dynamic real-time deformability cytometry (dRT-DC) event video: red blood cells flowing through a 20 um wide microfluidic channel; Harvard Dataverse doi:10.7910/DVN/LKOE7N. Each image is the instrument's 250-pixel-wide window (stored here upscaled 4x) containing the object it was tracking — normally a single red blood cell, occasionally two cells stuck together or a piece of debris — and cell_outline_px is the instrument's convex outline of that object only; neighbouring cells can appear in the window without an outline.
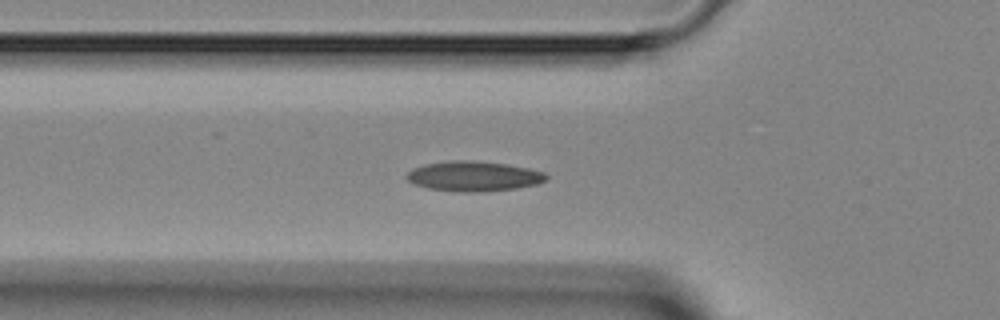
{"species": "Egyptian fruit bat (a non-hibernating species)", "species_latin": "Rousettus aegyptiacus", "temperature_condition": "room temperature", "stored_images_in_passage": 41, "camera_frame_rate_fps": 3000, "um_per_image_px": 0.085, "animal": {"sex": "female"}, "frame": {"image": 1, "passage_image": 13, "time_ms": 4.0, "image_size_px": [1000, 320], "cell_outline_px": [[548, 176], [544, 180], [536, 184], [516, 188], [484, 192], [460, 192], [428, 188], [416, 184], [408, 180], [404, 176], [412, 168], [424, 164], [452, 160], [472, 160], [508, 164], [528, 168], [544, 172]], "centroid_in_image_um": [40.24, 14.97], "position_along_channel_um": 85.6, "area_um2": 24.45}}
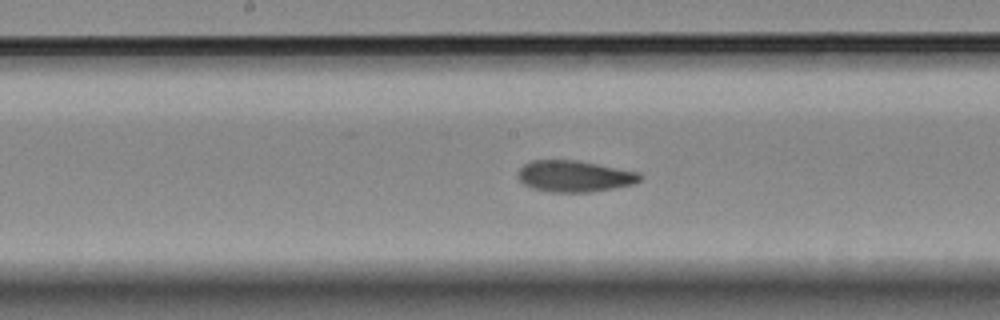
{"frame": {"image": 2, "passage_image": 21, "time_ms": 6.667, "image_size_px": [1000, 320], "cell_outline_px": [[644, 176], [636, 184], [592, 192], [548, 192], [532, 188], [524, 184], [516, 176], [516, 172], [524, 164], [532, 160], [576, 160], [640, 172]], "centroid_in_image_um": [48.84, 14.98], "position_along_channel_um": 199.4, "area_um2": 22.6}}
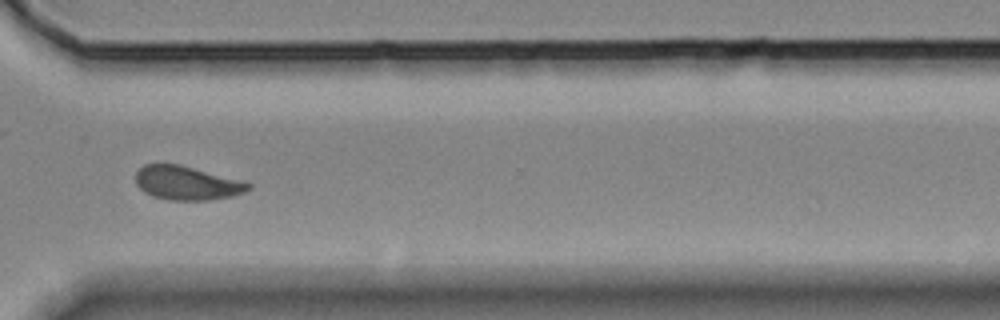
{"frame": {"image": 3, "passage_image": 32, "time_ms": 10.333, "image_size_px": [1000, 320], "cell_outline_px": [[252, 188], [244, 192], [232, 196], [208, 200], [168, 200], [152, 196], [144, 192], [136, 184], [136, 172], [144, 164], [180, 164], [244, 180], [252, 184]], "centroid_in_image_um": [15.91, 15.55], "position_along_channel_um": 354.7, "area_um2": 22.48}}